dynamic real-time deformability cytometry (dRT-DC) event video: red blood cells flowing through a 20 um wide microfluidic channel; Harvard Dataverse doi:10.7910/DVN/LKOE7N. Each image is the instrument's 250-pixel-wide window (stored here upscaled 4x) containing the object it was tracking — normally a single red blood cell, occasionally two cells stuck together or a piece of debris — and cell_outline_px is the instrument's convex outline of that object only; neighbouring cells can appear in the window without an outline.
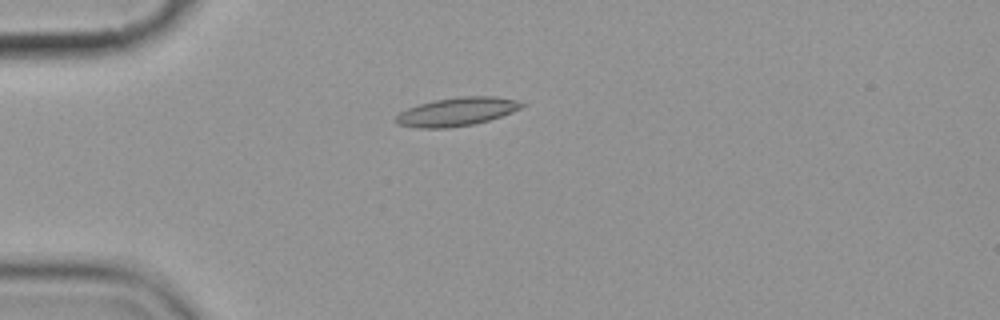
{"species": "common noctule bat (a hibernating species)", "species_latin": "Nyctalus noctula", "temperature_condition": "cold", "stored_images_in_passage": 10, "camera_frame_rate_fps": 3000, "um_per_image_px": 0.085, "animal": {"sex": "female", "body_mass_g": 19.9}, "frame": {"image": 1, "passage_image": 4, "time_ms": 4.333, "image_size_px": [1000, 320], "cell_outline_px": [[528, 104], [512, 112], [488, 120], [472, 124], [448, 128], [416, 128], [396, 124], [392, 120], [400, 112], [408, 108], [420, 104], [436, 100], [460, 96], [496, 96], [516, 100]], "centroid_in_image_um": [38.81, 9.5], "position_along_channel_um": 46.2, "area_um2": 20.87}}
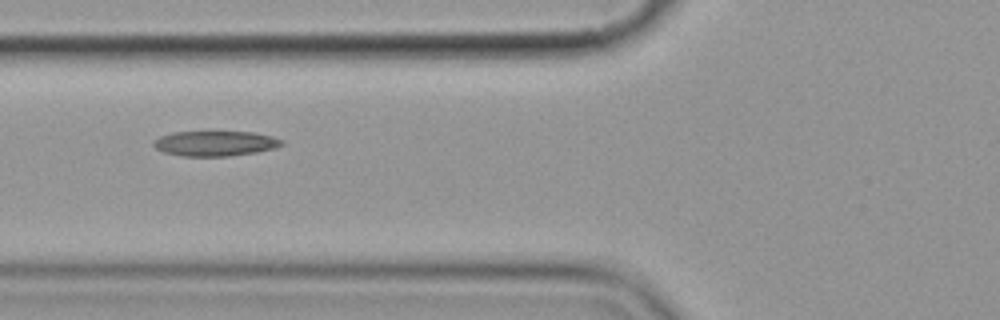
{"frame": {"image": 2, "passage_image": 6, "time_ms": 6.667, "image_size_px": [1000, 320], "cell_outline_px": [[284, 144], [276, 148], [256, 152], [232, 156], [180, 156], [164, 152], [156, 148], [152, 144], [152, 140], [160, 136], [172, 132], [252, 132], [272, 136], [284, 140]], "centroid_in_image_um": [18.29, 12.19], "position_along_channel_um": 107.5, "area_um2": 18.9}}
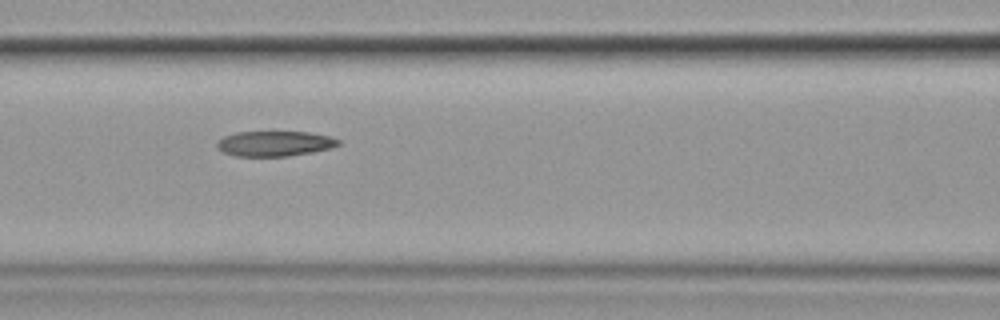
{"frame": {"image": 3, "passage_image": 7, "time_ms": 7.667, "image_size_px": [1000, 320], "cell_outline_px": [[340, 144], [332, 148], [312, 152], [288, 156], [236, 156], [224, 152], [216, 144], [216, 140], [224, 136], [236, 132], [308, 132], [328, 136], [340, 140]], "centroid_in_image_um": [23.35, 12.2], "position_along_channel_um": 143.3, "area_um2": 17.74}}